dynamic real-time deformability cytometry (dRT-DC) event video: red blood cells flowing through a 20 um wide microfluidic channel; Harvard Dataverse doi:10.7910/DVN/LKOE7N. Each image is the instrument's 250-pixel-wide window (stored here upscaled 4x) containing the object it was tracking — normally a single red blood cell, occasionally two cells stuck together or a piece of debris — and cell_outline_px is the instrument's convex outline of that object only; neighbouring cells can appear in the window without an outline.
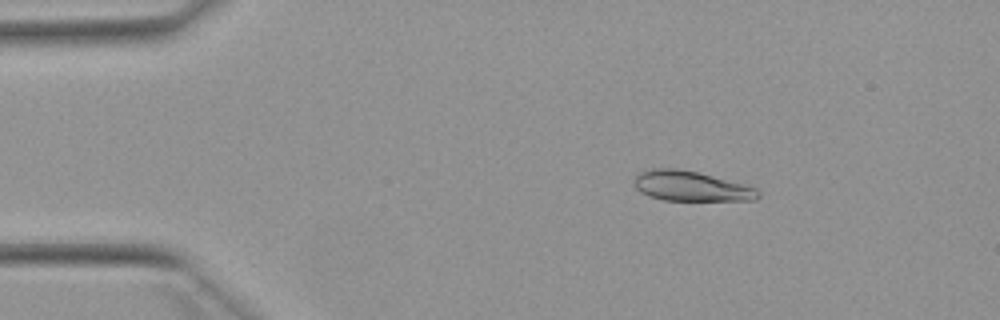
{"species": "Egyptian fruit bat (a non-hibernating species)", "species_latin": "Rousettus aegyptiacus", "temperature_condition": "warm", "stored_images_in_passage": 52, "camera_frame_rate_fps": 3000, "um_per_image_px": 0.085, "animal": {"sex": "female"}, "frame": {"image": 1, "passage_image": 8, "time_ms": 2.333, "image_size_px": [1000, 320], "cell_outline_px": [[760, 196], [756, 200], [664, 200], [648, 196], [640, 192], [636, 188], [632, 180], [640, 172], [652, 168], [676, 168], [696, 172], [744, 184], [756, 188], [760, 192]], "centroid_in_image_um": [58.71, 15.82], "position_along_channel_um": 26.3, "area_um2": 21.62}}
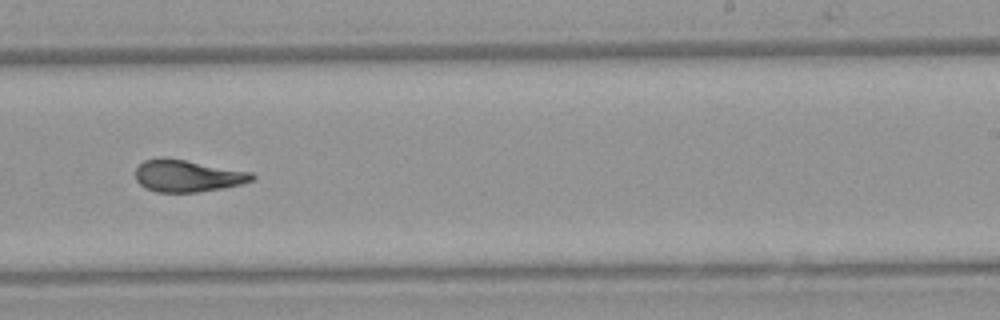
{"frame": {"image": 2, "passage_image": 32, "time_ms": 10.333, "image_size_px": [1000, 320], "cell_outline_px": [[256, 176], [252, 180], [240, 184], [200, 192], [156, 192], [144, 188], [136, 180], [136, 168], [144, 160], [160, 156], [184, 160], [252, 172]], "centroid_in_image_um": [15.89, 14.94], "position_along_channel_um": 273.1, "area_um2": 21.68}}
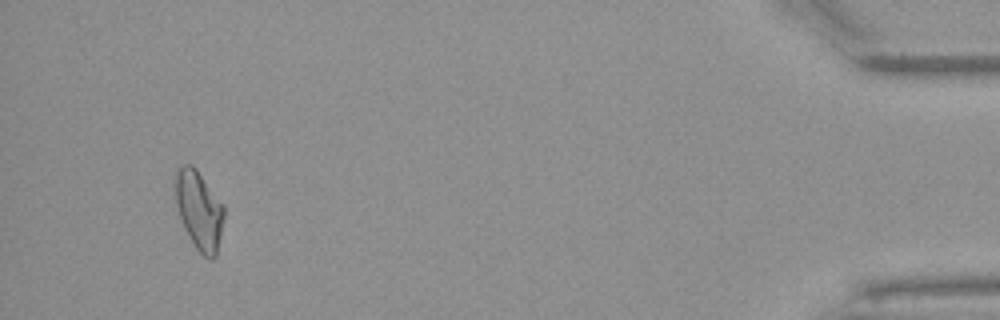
{"frame": {"image": 3, "passage_image": 49, "time_ms": 16.0, "image_size_px": [1000, 320], "cell_outline_px": [[224, 216], [216, 256], [212, 260], [208, 260], [196, 248], [184, 228], [180, 220], [176, 204], [176, 168], [184, 164], [192, 164], [196, 168], [224, 204]], "centroid_in_image_um": [16.93, 17.86], "position_along_channel_um": 418.3, "area_um2": 22.37}, "authors_computed_cell_mechanics": {"area_um2": 22.2241, "velocity_mm_per_s": 3.8998, "shape_relaxation_time_tau1_ms": null, "shape_relaxation_time_tau2_ms": 2.4872, "deformation_change_tau1": null, "deformation_change_tau2": 0.0784}}